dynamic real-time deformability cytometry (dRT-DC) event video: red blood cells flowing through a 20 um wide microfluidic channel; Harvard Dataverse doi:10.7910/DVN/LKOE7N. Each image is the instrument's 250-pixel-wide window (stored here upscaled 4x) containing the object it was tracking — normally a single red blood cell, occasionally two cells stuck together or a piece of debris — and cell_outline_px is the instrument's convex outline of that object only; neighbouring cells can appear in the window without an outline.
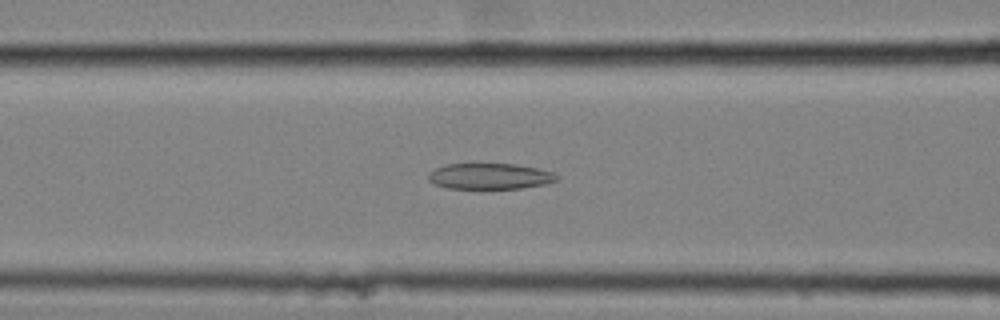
{"species": "common noctule bat (a hibernating species)", "species_latin": "Nyctalus noctula", "temperature_condition": "cold", "stored_images_in_passage": 39, "camera_frame_rate_fps": 3000, "um_per_image_px": 0.085, "animal": {"sex": "female", "body_mass_g": 25.1}, "frame": {"image": 1, "passage_image": 6, "time_ms": 1.667, "image_size_px": [1000, 320], "cell_outline_px": [[560, 176], [556, 180], [544, 184], [520, 188], [448, 188], [436, 184], [428, 180], [428, 172], [436, 168], [448, 164], [516, 164], [536, 168], [552, 172]], "centroid_in_image_um": [41.63, 14.97], "position_along_channel_um": 125.0, "area_um2": 19.13}}
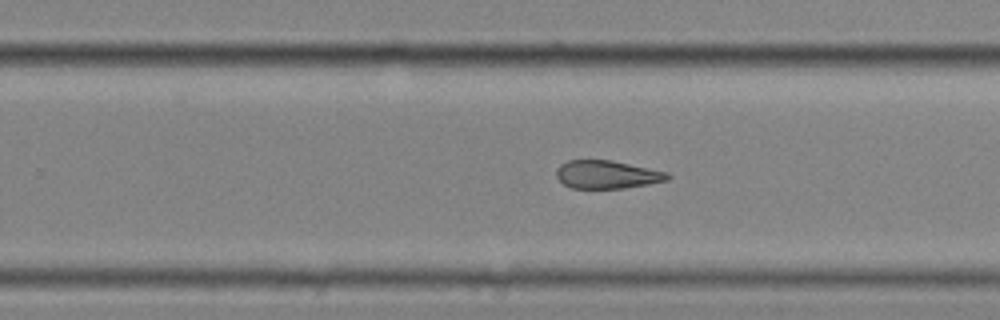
{"frame": {"image": 2, "passage_image": 19, "time_ms": 6.0, "image_size_px": [1000, 320], "cell_outline_px": [[672, 176], [668, 180], [648, 184], [624, 188], [572, 188], [564, 184], [556, 176], [556, 168], [560, 164], [568, 160], [612, 160], [668, 172]], "centroid_in_image_um": [51.6, 14.83], "position_along_channel_um": 278.2, "area_um2": 18.26}}
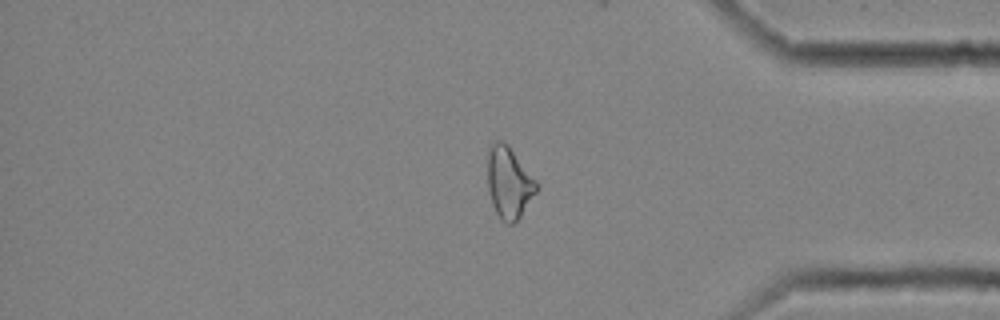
{"frame": {"image": 3, "passage_image": 30, "time_ms": 9.667, "image_size_px": [1000, 320], "cell_outline_px": [[540, 184], [536, 192], [520, 216], [512, 224], [508, 224], [500, 220], [492, 204], [488, 188], [488, 152], [492, 144], [496, 140], [500, 140], [508, 144]], "centroid_in_image_um": [43.27, 15.51], "position_along_channel_um": 391.9, "area_um2": 20.4}, "authors_computed_cell_mechanics": {"area_um2": 19.7098, "velocity_mm_per_s": 3.5441, "shape_relaxation_time_tau1_ms": null, "shape_relaxation_time_tau2_ms": 2.8761, "deformation_change_tau1": null, "deformation_change_tau2": 0.1242}}